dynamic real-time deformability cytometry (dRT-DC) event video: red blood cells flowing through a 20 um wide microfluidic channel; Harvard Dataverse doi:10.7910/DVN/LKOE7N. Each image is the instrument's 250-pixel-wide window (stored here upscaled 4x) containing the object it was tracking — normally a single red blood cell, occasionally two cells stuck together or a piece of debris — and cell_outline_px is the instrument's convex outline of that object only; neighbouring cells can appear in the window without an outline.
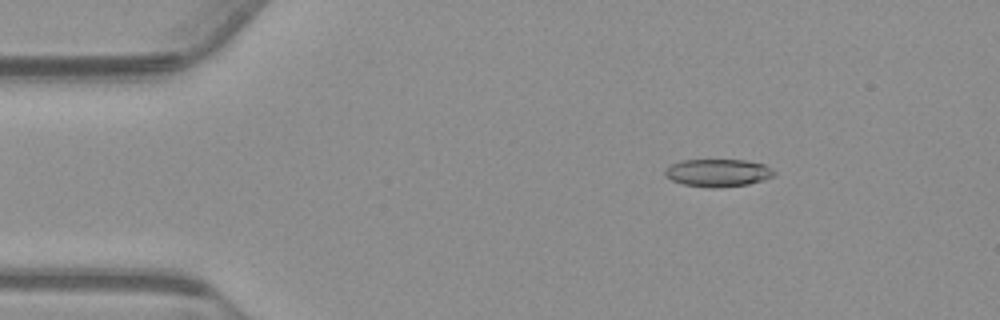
{"species": "common noctule bat (a hibernating species)", "species_latin": "Nyctalus noctula", "temperature_condition": "warm", "stored_images_in_passage": 56, "camera_frame_rate_fps": 3000, "um_per_image_px": 0.085, "animal": {"sex": "male", "body_mass_g": 23.1, "forearm_length_mm": 52.7}, "frame": {"image": 1, "passage_image": 9, "time_ms": 2.667, "image_size_px": [1000, 320], "cell_outline_px": [[776, 176], [764, 180], [748, 184], [712, 188], [708, 188], [684, 184], [672, 180], [664, 176], [664, 172], [672, 164], [680, 160], [744, 160], [764, 164], [776, 172]], "centroid_in_image_um": [61.04, 14.69], "position_along_channel_um": 24.0, "area_um2": 17.57}}
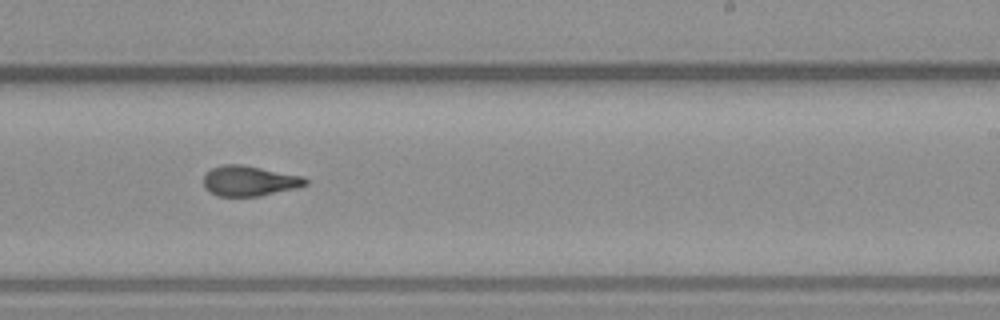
{"frame": {"image": 2, "passage_image": 34, "time_ms": 11.0, "image_size_px": [1000, 320], "cell_outline_px": [[308, 184], [296, 188], [260, 196], [216, 196], [208, 192], [204, 188], [204, 176], [212, 168], [224, 164], [240, 164], [304, 176], [308, 180]], "centroid_in_image_um": [21.19, 15.38], "position_along_channel_um": 267.8, "area_um2": 18.03}}
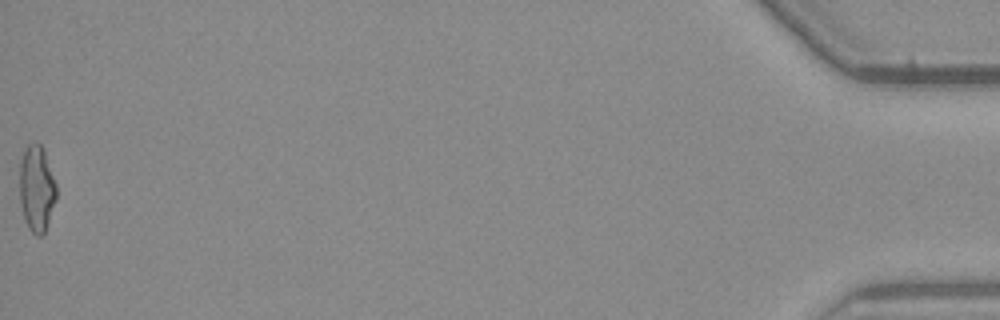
{"frame": {"image": 3, "passage_image": 56, "time_ms": 18.333, "image_size_px": [1000, 320], "cell_outline_px": [[56, 200], [44, 236], [36, 236], [28, 228], [24, 220], [20, 204], [20, 160], [24, 148], [32, 140], [36, 140], [44, 148], [56, 184]], "centroid_in_image_um": [3.11, 16.01], "position_along_channel_um": 432.1, "area_um2": 19.02}, "authors_computed_cell_mechanics": {"area_um2": 18.0625, "velocity_mm_per_s": 3.7444, "shape_relaxation_time_tau1_ms": 5.2954, "shape_relaxation_time_tau2_ms": 1.6617, "deformation_change_tau1": 0.1853, "deformation_change_tau2": 0.0907}}